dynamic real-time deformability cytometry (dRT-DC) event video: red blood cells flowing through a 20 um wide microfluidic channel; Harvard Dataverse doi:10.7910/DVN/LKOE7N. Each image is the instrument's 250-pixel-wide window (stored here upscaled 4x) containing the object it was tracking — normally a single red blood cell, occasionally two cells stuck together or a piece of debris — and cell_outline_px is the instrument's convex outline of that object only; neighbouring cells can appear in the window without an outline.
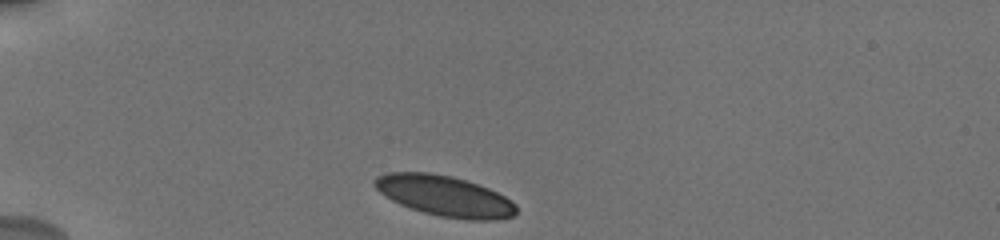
{"species": "human", "species_latin": "Homo sapiens", "temperature_condition": "cold", "stored_images_in_passage": 6, "camera_frame_rate_fps": 3000, "um_per_image_px": 0.085, "donor": {"sex": "male"}, "frame": {"image": 1, "passage_image": 1, "time_ms": 0.0, "image_size_px": [1000, 240], "cell_outline_px": [[516, 212], [512, 216], [496, 220], [468, 220], [440, 216], [424, 212], [400, 204], [392, 200], [380, 192], [372, 184], [372, 180], [376, 176], [388, 172], [428, 172], [452, 176], [488, 188], [512, 200], [516, 204]], "centroid_in_image_um": [37.78, 16.65], "position_along_channel_um": 47.2, "area_um2": 33.41}}
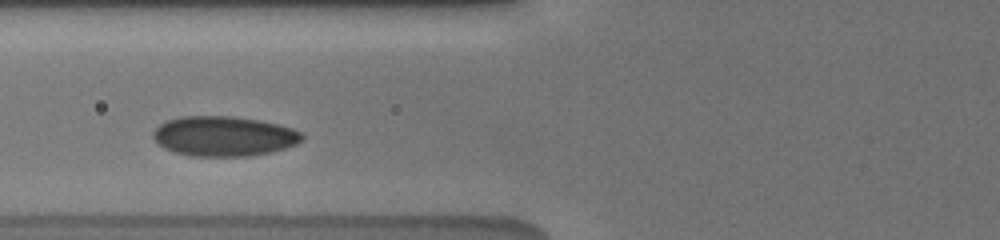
{"frame": {"image": 2, "passage_image": 4, "time_ms": 2.667, "image_size_px": [1000, 240], "cell_outline_px": [[304, 136], [296, 144], [272, 152], [248, 156], [188, 156], [172, 152], [164, 148], [152, 136], [152, 132], [164, 120], [180, 116], [232, 116], [260, 120], [280, 124], [292, 128], [300, 132]], "centroid_in_image_um": [19.0, 11.57], "position_along_channel_um": 106.8, "area_um2": 34.91}}